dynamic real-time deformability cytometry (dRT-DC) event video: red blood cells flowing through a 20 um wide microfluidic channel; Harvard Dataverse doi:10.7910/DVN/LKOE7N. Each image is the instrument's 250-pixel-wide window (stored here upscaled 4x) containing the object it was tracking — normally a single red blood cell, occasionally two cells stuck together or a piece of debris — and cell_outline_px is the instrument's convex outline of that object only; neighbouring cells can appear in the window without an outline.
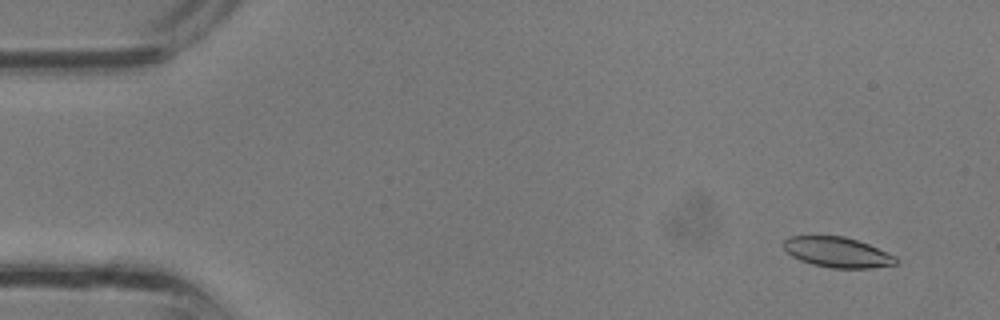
{"species": "common noctule bat (a hibernating species)", "species_latin": "Nyctalus noctula", "temperature_condition": "room temperature", "stored_images_in_passage": 36, "camera_frame_rate_fps": 3000, "um_per_image_px": 0.085, "animal": {"sex": "male", "body_mass_g": 13.3}, "frame": {"image": 1, "passage_image": 3, "time_ms": 0.667, "image_size_px": [1000, 320], "cell_outline_px": [[900, 260], [896, 264], [872, 268], [832, 268], [812, 264], [800, 260], [792, 256], [784, 248], [784, 240], [788, 236], [844, 236], [868, 244], [896, 256]], "centroid_in_image_um": [71.2, 21.44], "position_along_channel_um": 13.8, "area_um2": 19.77}}
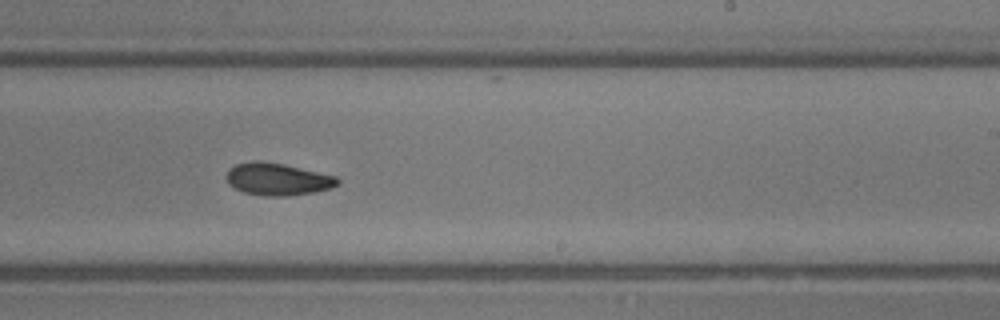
{"frame": {"image": 2, "passage_image": 22, "time_ms": 7.0, "image_size_px": [1000, 320], "cell_outline_px": [[340, 184], [332, 188], [316, 192], [288, 196], [268, 196], [244, 192], [228, 184], [224, 176], [228, 168], [236, 164], [284, 164], [336, 176], [340, 180]], "centroid_in_image_um": [23.65, 15.28], "position_along_channel_um": 265.4, "area_um2": 20.4}}
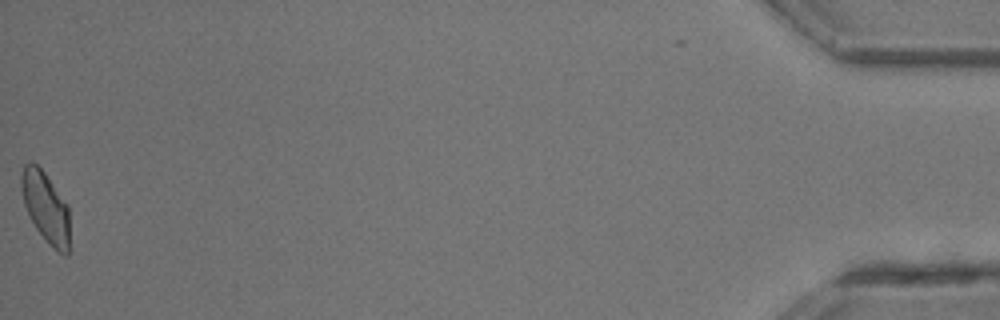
{"frame": {"image": 3, "passage_image": 36, "time_ms": 11.667, "image_size_px": [1000, 320], "cell_outline_px": [[68, 256], [64, 256], [48, 244], [36, 228], [24, 204], [20, 188], [20, 176], [24, 164], [28, 160], [32, 160], [44, 172], [68, 204]], "centroid_in_image_um": [3.86, 17.57], "position_along_channel_um": 431.3, "area_um2": 19.94}}